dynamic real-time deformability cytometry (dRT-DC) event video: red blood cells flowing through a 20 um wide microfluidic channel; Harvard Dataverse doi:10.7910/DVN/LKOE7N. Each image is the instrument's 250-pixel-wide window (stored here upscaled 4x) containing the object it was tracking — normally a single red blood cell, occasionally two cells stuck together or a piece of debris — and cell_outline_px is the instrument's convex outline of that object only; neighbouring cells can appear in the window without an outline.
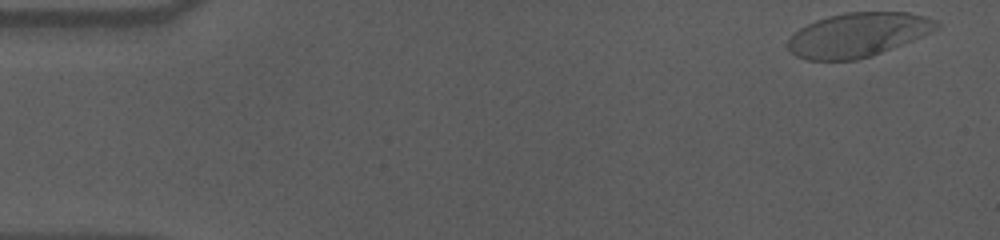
{"species": "human", "species_latin": "Homo sapiens", "temperature_condition": "cold", "stored_images_in_passage": 55, "camera_frame_rate_fps": 3000, "um_per_image_px": 0.085, "donor": {"sex": "male"}, "frame": {"image": 1, "passage_image": 1, "time_ms": 0.0, "image_size_px": [1000, 240], "cell_outline_px": [[940, 28], [932, 32], [872, 56], [856, 60], [804, 60], [796, 56], [788, 48], [788, 40], [800, 28], [816, 20], [828, 16], [848, 12], [908, 12], [924, 16], [936, 20], [940, 24]], "centroid_in_image_um": [72.94, 2.96], "position_along_channel_um": 12.1, "area_um2": 38.09}}
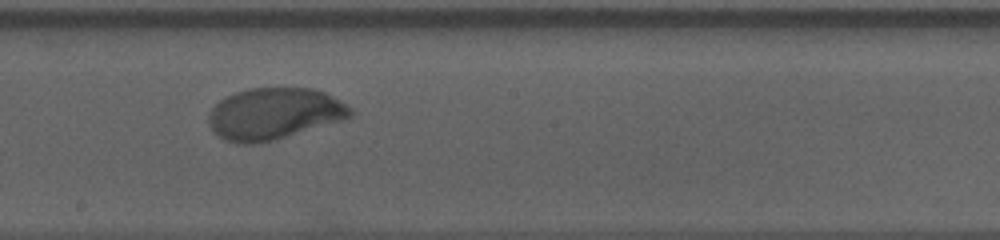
{"frame": {"image": 2, "passage_image": 30, "time_ms": 9.667, "image_size_px": [1000, 240], "cell_outline_px": [[352, 116], [344, 120], [260, 144], [236, 144], [224, 140], [212, 132], [208, 124], [208, 116], [212, 108], [224, 96], [248, 88], [312, 88], [324, 92], [352, 108]], "centroid_in_image_um": [23.25, 9.68], "position_along_channel_um": 224.9, "area_um2": 42.95}}
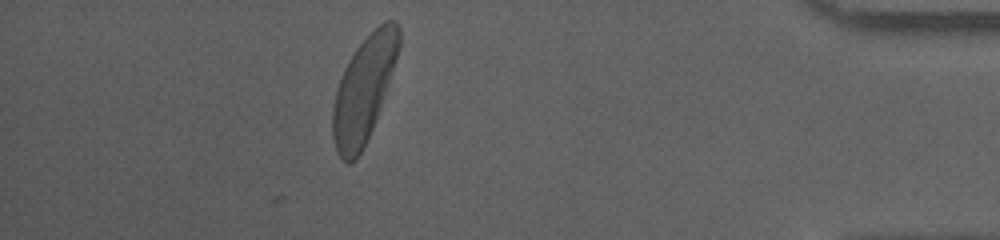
{"frame": {"image": 3, "passage_image": 49, "time_ms": 16.0, "image_size_px": [1000, 240], "cell_outline_px": [[400, 44], [376, 120], [356, 160], [348, 164], [336, 152], [332, 136], [332, 108], [336, 88], [344, 68], [348, 60], [356, 48], [384, 20], [396, 20], [400, 28]], "centroid_in_image_um": [30.89, 7.6], "position_along_channel_um": 404.3, "area_um2": 40.06}, "authors_computed_cell_mechanics": {"area_um2": 41.4426, "velocity_mm_per_s": 3.5537, "shape_relaxation_time_tau1_ms": 3.0226, "shape_relaxation_time_tau2_ms": null, "deformation_change_tau1": 0.1503, "deformation_change_tau2": null}}